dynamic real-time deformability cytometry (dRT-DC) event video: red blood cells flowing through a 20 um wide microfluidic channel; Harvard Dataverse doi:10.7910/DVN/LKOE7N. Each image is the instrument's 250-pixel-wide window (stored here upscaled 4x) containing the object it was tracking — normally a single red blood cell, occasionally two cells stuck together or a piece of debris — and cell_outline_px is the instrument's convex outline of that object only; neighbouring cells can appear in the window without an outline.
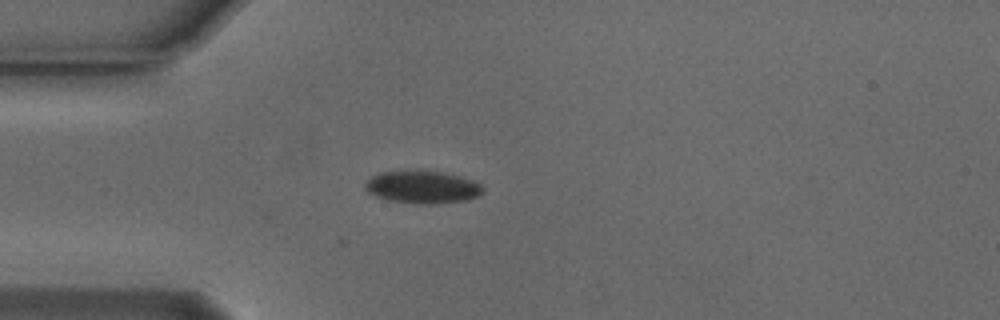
{"species": "Egyptian fruit bat (a non-hibernating species)", "species_latin": "Rousettus aegyptiacus", "temperature_condition": "cold", "stored_images_in_passage": 2, "camera_frame_rate_fps": 3000, "um_per_image_px": 0.085, "animal": {"sex": "male"}, "frame": {"image": 1, "passage_image": 2, "time_ms": 0.333, "image_size_px": [1000, 320], "cell_outline_px": [[484, 192], [480, 196], [464, 200], [424, 204], [420, 204], [388, 200], [376, 196], [368, 192], [364, 188], [364, 184], [372, 176], [380, 172], [408, 168], [444, 172], [460, 176], [472, 180], [480, 184], [484, 188]], "centroid_in_image_um": [35.88, 15.86], "position_along_channel_um": 49.1, "area_um2": 22.83}}